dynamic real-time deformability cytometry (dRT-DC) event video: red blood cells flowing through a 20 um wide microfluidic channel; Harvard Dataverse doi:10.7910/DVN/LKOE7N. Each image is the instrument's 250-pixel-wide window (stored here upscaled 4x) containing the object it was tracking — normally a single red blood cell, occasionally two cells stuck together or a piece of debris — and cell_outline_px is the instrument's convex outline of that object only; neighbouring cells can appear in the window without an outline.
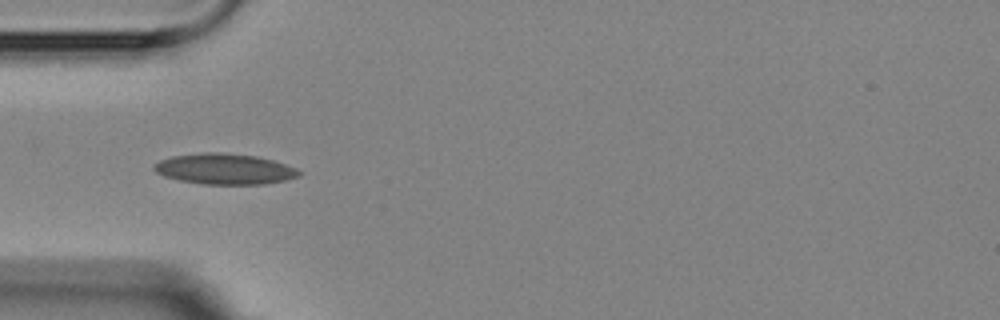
{"species": "Egyptian fruit bat (a non-hibernating species)", "species_latin": "Rousettus aegyptiacus", "temperature_condition": "room temperature", "stored_images_in_passage": 5, "camera_frame_rate_fps": 3000, "um_per_image_px": 0.085, "animal": {"sex": "female"}, "frame": {"image": 1, "passage_image": 4, "time_ms": 3.333, "image_size_px": [1000, 320], "cell_outline_px": [[300, 176], [284, 180], [264, 184], [204, 184], [180, 180], [164, 176], [156, 172], [152, 168], [160, 160], [172, 156], [204, 152], [220, 152], [256, 156], [272, 160], [296, 168], [300, 172]], "centroid_in_image_um": [19.08, 14.36], "position_along_channel_um": 65.9, "area_um2": 25.72}}
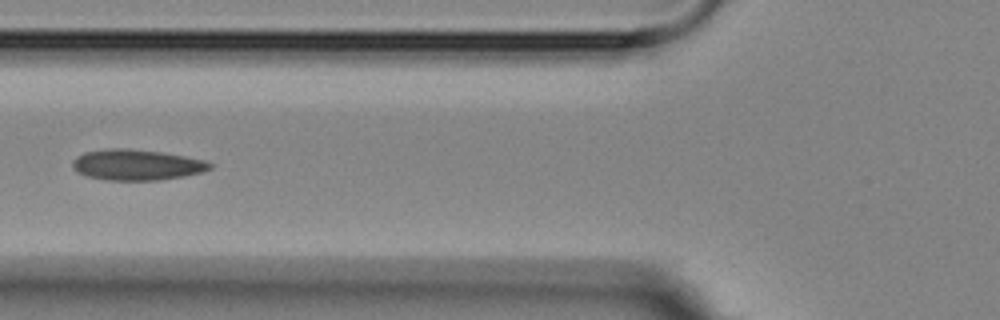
{"frame": {"image": 2, "passage_image": 5, "time_ms": 4.667, "image_size_px": [1000, 320], "cell_outline_px": [[212, 168], [200, 172], [184, 176], [156, 180], [108, 180], [88, 176], [76, 172], [72, 168], [72, 160], [76, 156], [84, 152], [108, 148], [128, 148], [160, 152], [184, 156], [204, 160], [212, 164]], "centroid_in_image_um": [11.56, 14.0], "position_along_channel_um": 114.2, "area_um2": 24.57}}